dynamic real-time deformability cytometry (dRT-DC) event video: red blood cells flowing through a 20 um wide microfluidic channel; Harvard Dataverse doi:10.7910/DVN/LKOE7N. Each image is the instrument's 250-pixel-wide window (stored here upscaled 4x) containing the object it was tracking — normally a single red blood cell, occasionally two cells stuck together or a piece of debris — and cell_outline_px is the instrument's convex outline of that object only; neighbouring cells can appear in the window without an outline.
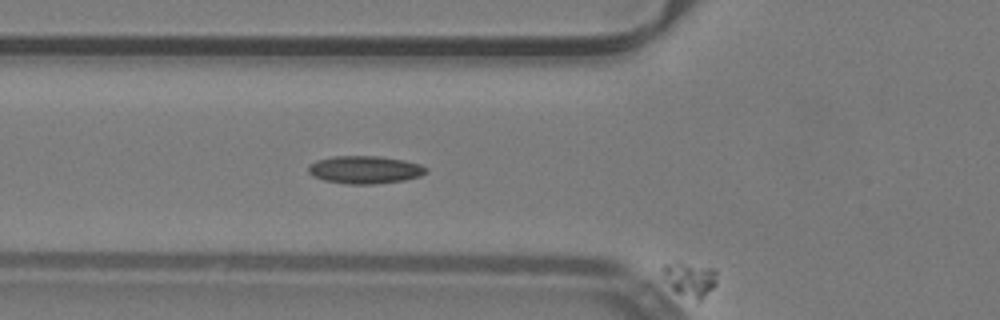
{"species": "common noctule bat (a hibernating species)", "species_latin": "Nyctalus noctula", "temperature_condition": "warm", "stored_images_in_passage": 6, "segment_of_instrument_passage": [2, 2], "camera_frame_rate_fps": 3000, "um_per_image_px": 0.085, "animal": {"sex": "male", "body_mass_g": 19.2, "forearm_length_mm": 51.8}, "frame": {"image": 1, "passage_image": 6, "time_ms": 1.667, "image_size_px": [1000, 320], "cell_outline_px": [[716, 284], [696, 304], [676, 292], [672, 288], [664, 276], [664, 264], [684, 264], [716, 268]], "centroid_in_image_um": [58.7, 23.81], "position_along_channel_um": 67.1, "area_um2": 10.58}}